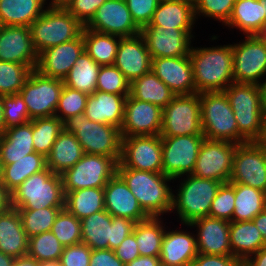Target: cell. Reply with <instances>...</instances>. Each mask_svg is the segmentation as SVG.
I'll return each instance as SVG.
<instances>
[{"instance_id": "1", "label": "cell", "mask_w": 266, "mask_h": 266, "mask_svg": "<svg viewBox=\"0 0 266 266\" xmlns=\"http://www.w3.org/2000/svg\"><path fill=\"white\" fill-rule=\"evenodd\" d=\"M189 56L196 93L223 92L234 83L232 44L212 48L192 46Z\"/></svg>"}, {"instance_id": "2", "label": "cell", "mask_w": 266, "mask_h": 266, "mask_svg": "<svg viewBox=\"0 0 266 266\" xmlns=\"http://www.w3.org/2000/svg\"><path fill=\"white\" fill-rule=\"evenodd\" d=\"M117 173L126 182L137 198L139 205L149 217H160L172 212L173 191L167 182L173 180L163 173L117 168Z\"/></svg>"}, {"instance_id": "3", "label": "cell", "mask_w": 266, "mask_h": 266, "mask_svg": "<svg viewBox=\"0 0 266 266\" xmlns=\"http://www.w3.org/2000/svg\"><path fill=\"white\" fill-rule=\"evenodd\" d=\"M223 92L234 112L238 132L248 142L258 141L266 118L259 85L232 83Z\"/></svg>"}, {"instance_id": "4", "label": "cell", "mask_w": 266, "mask_h": 266, "mask_svg": "<svg viewBox=\"0 0 266 266\" xmlns=\"http://www.w3.org/2000/svg\"><path fill=\"white\" fill-rule=\"evenodd\" d=\"M83 25L70 14L61 4L49 3L30 26V36L37 53L76 39Z\"/></svg>"}, {"instance_id": "5", "label": "cell", "mask_w": 266, "mask_h": 266, "mask_svg": "<svg viewBox=\"0 0 266 266\" xmlns=\"http://www.w3.org/2000/svg\"><path fill=\"white\" fill-rule=\"evenodd\" d=\"M62 125L64 131L75 135L84 153L109 156L119 163L122 136L118 127L94 122L84 113L65 119Z\"/></svg>"}, {"instance_id": "6", "label": "cell", "mask_w": 266, "mask_h": 266, "mask_svg": "<svg viewBox=\"0 0 266 266\" xmlns=\"http://www.w3.org/2000/svg\"><path fill=\"white\" fill-rule=\"evenodd\" d=\"M11 194L12 208L15 209L65 206L62 176L53 173L48 167L27 178Z\"/></svg>"}, {"instance_id": "7", "label": "cell", "mask_w": 266, "mask_h": 266, "mask_svg": "<svg viewBox=\"0 0 266 266\" xmlns=\"http://www.w3.org/2000/svg\"><path fill=\"white\" fill-rule=\"evenodd\" d=\"M203 136L236 144L248 142L239 132L234 112L224 92L200 93Z\"/></svg>"}, {"instance_id": "8", "label": "cell", "mask_w": 266, "mask_h": 266, "mask_svg": "<svg viewBox=\"0 0 266 266\" xmlns=\"http://www.w3.org/2000/svg\"><path fill=\"white\" fill-rule=\"evenodd\" d=\"M187 178L180 182L178 192L173 194L172 212L177 209V214L184 224L209 216L213 199L215 198L222 182L186 175Z\"/></svg>"}, {"instance_id": "9", "label": "cell", "mask_w": 266, "mask_h": 266, "mask_svg": "<svg viewBox=\"0 0 266 266\" xmlns=\"http://www.w3.org/2000/svg\"><path fill=\"white\" fill-rule=\"evenodd\" d=\"M203 136L200 94L175 95L162 109L161 137Z\"/></svg>"}, {"instance_id": "10", "label": "cell", "mask_w": 266, "mask_h": 266, "mask_svg": "<svg viewBox=\"0 0 266 266\" xmlns=\"http://www.w3.org/2000/svg\"><path fill=\"white\" fill-rule=\"evenodd\" d=\"M118 162L109 156L84 154L61 176L64 193L85 188H104L117 173Z\"/></svg>"}, {"instance_id": "11", "label": "cell", "mask_w": 266, "mask_h": 266, "mask_svg": "<svg viewBox=\"0 0 266 266\" xmlns=\"http://www.w3.org/2000/svg\"><path fill=\"white\" fill-rule=\"evenodd\" d=\"M63 87L62 79L44 76L36 69L30 72L19 91L27 106L30 121L55 115Z\"/></svg>"}, {"instance_id": "12", "label": "cell", "mask_w": 266, "mask_h": 266, "mask_svg": "<svg viewBox=\"0 0 266 266\" xmlns=\"http://www.w3.org/2000/svg\"><path fill=\"white\" fill-rule=\"evenodd\" d=\"M117 168L163 173L161 136L122 137Z\"/></svg>"}, {"instance_id": "13", "label": "cell", "mask_w": 266, "mask_h": 266, "mask_svg": "<svg viewBox=\"0 0 266 266\" xmlns=\"http://www.w3.org/2000/svg\"><path fill=\"white\" fill-rule=\"evenodd\" d=\"M238 144L225 140L204 139L195 162L193 176L228 183Z\"/></svg>"}, {"instance_id": "14", "label": "cell", "mask_w": 266, "mask_h": 266, "mask_svg": "<svg viewBox=\"0 0 266 266\" xmlns=\"http://www.w3.org/2000/svg\"><path fill=\"white\" fill-rule=\"evenodd\" d=\"M204 136L161 137L163 174L175 179L191 175Z\"/></svg>"}, {"instance_id": "15", "label": "cell", "mask_w": 266, "mask_h": 266, "mask_svg": "<svg viewBox=\"0 0 266 266\" xmlns=\"http://www.w3.org/2000/svg\"><path fill=\"white\" fill-rule=\"evenodd\" d=\"M229 182L266 192V150L257 141L236 146Z\"/></svg>"}, {"instance_id": "16", "label": "cell", "mask_w": 266, "mask_h": 266, "mask_svg": "<svg viewBox=\"0 0 266 266\" xmlns=\"http://www.w3.org/2000/svg\"><path fill=\"white\" fill-rule=\"evenodd\" d=\"M234 83H261L266 75V43L255 35L246 36V40L232 45Z\"/></svg>"}, {"instance_id": "17", "label": "cell", "mask_w": 266, "mask_h": 266, "mask_svg": "<svg viewBox=\"0 0 266 266\" xmlns=\"http://www.w3.org/2000/svg\"><path fill=\"white\" fill-rule=\"evenodd\" d=\"M192 28L164 29L147 25L140 30L151 58L183 57L190 54Z\"/></svg>"}, {"instance_id": "18", "label": "cell", "mask_w": 266, "mask_h": 266, "mask_svg": "<svg viewBox=\"0 0 266 266\" xmlns=\"http://www.w3.org/2000/svg\"><path fill=\"white\" fill-rule=\"evenodd\" d=\"M84 28L123 37L140 34L125 0H107L95 12Z\"/></svg>"}, {"instance_id": "19", "label": "cell", "mask_w": 266, "mask_h": 266, "mask_svg": "<svg viewBox=\"0 0 266 266\" xmlns=\"http://www.w3.org/2000/svg\"><path fill=\"white\" fill-rule=\"evenodd\" d=\"M161 126L162 109L159 106L127 96L120 128L122 137L160 135Z\"/></svg>"}, {"instance_id": "20", "label": "cell", "mask_w": 266, "mask_h": 266, "mask_svg": "<svg viewBox=\"0 0 266 266\" xmlns=\"http://www.w3.org/2000/svg\"><path fill=\"white\" fill-rule=\"evenodd\" d=\"M0 61L26 64L31 70L36 68L38 53L29 27L0 26Z\"/></svg>"}, {"instance_id": "21", "label": "cell", "mask_w": 266, "mask_h": 266, "mask_svg": "<svg viewBox=\"0 0 266 266\" xmlns=\"http://www.w3.org/2000/svg\"><path fill=\"white\" fill-rule=\"evenodd\" d=\"M151 70L175 95L195 94L190 56L152 58Z\"/></svg>"}, {"instance_id": "22", "label": "cell", "mask_w": 266, "mask_h": 266, "mask_svg": "<svg viewBox=\"0 0 266 266\" xmlns=\"http://www.w3.org/2000/svg\"><path fill=\"white\" fill-rule=\"evenodd\" d=\"M83 51L84 41L81 33L72 41L47 48L39 53L35 69L44 76L64 80Z\"/></svg>"}, {"instance_id": "23", "label": "cell", "mask_w": 266, "mask_h": 266, "mask_svg": "<svg viewBox=\"0 0 266 266\" xmlns=\"http://www.w3.org/2000/svg\"><path fill=\"white\" fill-rule=\"evenodd\" d=\"M114 65L130 83L151 71L152 58L141 34L120 38Z\"/></svg>"}, {"instance_id": "24", "label": "cell", "mask_w": 266, "mask_h": 266, "mask_svg": "<svg viewBox=\"0 0 266 266\" xmlns=\"http://www.w3.org/2000/svg\"><path fill=\"white\" fill-rule=\"evenodd\" d=\"M185 225L198 229L196 236L198 254L232 255L229 221L206 216Z\"/></svg>"}, {"instance_id": "25", "label": "cell", "mask_w": 266, "mask_h": 266, "mask_svg": "<svg viewBox=\"0 0 266 266\" xmlns=\"http://www.w3.org/2000/svg\"><path fill=\"white\" fill-rule=\"evenodd\" d=\"M104 202L105 210L113 217L128 218L136 223L149 218L118 173L104 187Z\"/></svg>"}, {"instance_id": "26", "label": "cell", "mask_w": 266, "mask_h": 266, "mask_svg": "<svg viewBox=\"0 0 266 266\" xmlns=\"http://www.w3.org/2000/svg\"><path fill=\"white\" fill-rule=\"evenodd\" d=\"M127 96L96 90L88 95L84 114L94 122L110 124L120 129Z\"/></svg>"}, {"instance_id": "27", "label": "cell", "mask_w": 266, "mask_h": 266, "mask_svg": "<svg viewBox=\"0 0 266 266\" xmlns=\"http://www.w3.org/2000/svg\"><path fill=\"white\" fill-rule=\"evenodd\" d=\"M196 235L186 231H165L160 261L165 266H191L197 257Z\"/></svg>"}, {"instance_id": "28", "label": "cell", "mask_w": 266, "mask_h": 266, "mask_svg": "<svg viewBox=\"0 0 266 266\" xmlns=\"http://www.w3.org/2000/svg\"><path fill=\"white\" fill-rule=\"evenodd\" d=\"M28 242L18 209L10 208L0 213V252L15 259L25 257L28 254Z\"/></svg>"}, {"instance_id": "29", "label": "cell", "mask_w": 266, "mask_h": 266, "mask_svg": "<svg viewBox=\"0 0 266 266\" xmlns=\"http://www.w3.org/2000/svg\"><path fill=\"white\" fill-rule=\"evenodd\" d=\"M35 152L33 147L32 122L5 129L0 136L1 166L17 162L24 156Z\"/></svg>"}, {"instance_id": "30", "label": "cell", "mask_w": 266, "mask_h": 266, "mask_svg": "<svg viewBox=\"0 0 266 266\" xmlns=\"http://www.w3.org/2000/svg\"><path fill=\"white\" fill-rule=\"evenodd\" d=\"M194 4L186 1L160 0L152 17L150 26H159L164 29L194 27Z\"/></svg>"}, {"instance_id": "31", "label": "cell", "mask_w": 266, "mask_h": 266, "mask_svg": "<svg viewBox=\"0 0 266 266\" xmlns=\"http://www.w3.org/2000/svg\"><path fill=\"white\" fill-rule=\"evenodd\" d=\"M229 237L232 256L242 263L266 246L259 229L252 220L231 221Z\"/></svg>"}, {"instance_id": "32", "label": "cell", "mask_w": 266, "mask_h": 266, "mask_svg": "<svg viewBox=\"0 0 266 266\" xmlns=\"http://www.w3.org/2000/svg\"><path fill=\"white\" fill-rule=\"evenodd\" d=\"M84 154L75 135L62 130L50 153L46 156V165L53 173L62 175L67 169L73 167Z\"/></svg>"}, {"instance_id": "33", "label": "cell", "mask_w": 266, "mask_h": 266, "mask_svg": "<svg viewBox=\"0 0 266 266\" xmlns=\"http://www.w3.org/2000/svg\"><path fill=\"white\" fill-rule=\"evenodd\" d=\"M46 0H0V26L29 27L45 9Z\"/></svg>"}, {"instance_id": "34", "label": "cell", "mask_w": 266, "mask_h": 266, "mask_svg": "<svg viewBox=\"0 0 266 266\" xmlns=\"http://www.w3.org/2000/svg\"><path fill=\"white\" fill-rule=\"evenodd\" d=\"M265 21V9L259 0H236L225 25L238 28L246 36H251L256 35Z\"/></svg>"}, {"instance_id": "35", "label": "cell", "mask_w": 266, "mask_h": 266, "mask_svg": "<svg viewBox=\"0 0 266 266\" xmlns=\"http://www.w3.org/2000/svg\"><path fill=\"white\" fill-rule=\"evenodd\" d=\"M130 96L163 109L172 101L175 94L151 70L130 83Z\"/></svg>"}, {"instance_id": "36", "label": "cell", "mask_w": 266, "mask_h": 266, "mask_svg": "<svg viewBox=\"0 0 266 266\" xmlns=\"http://www.w3.org/2000/svg\"><path fill=\"white\" fill-rule=\"evenodd\" d=\"M46 168V157L33 152L15 163L2 166L0 182L12 193L27 178Z\"/></svg>"}, {"instance_id": "37", "label": "cell", "mask_w": 266, "mask_h": 266, "mask_svg": "<svg viewBox=\"0 0 266 266\" xmlns=\"http://www.w3.org/2000/svg\"><path fill=\"white\" fill-rule=\"evenodd\" d=\"M112 216L102 210L81 220V243L87 244L92 250L109 249L111 241Z\"/></svg>"}, {"instance_id": "38", "label": "cell", "mask_w": 266, "mask_h": 266, "mask_svg": "<svg viewBox=\"0 0 266 266\" xmlns=\"http://www.w3.org/2000/svg\"><path fill=\"white\" fill-rule=\"evenodd\" d=\"M84 50L99 65H114L119 36L95 32L93 30L82 29Z\"/></svg>"}, {"instance_id": "39", "label": "cell", "mask_w": 266, "mask_h": 266, "mask_svg": "<svg viewBox=\"0 0 266 266\" xmlns=\"http://www.w3.org/2000/svg\"><path fill=\"white\" fill-rule=\"evenodd\" d=\"M100 67L101 65L97 64L84 50L64 78V85L92 95L96 91Z\"/></svg>"}, {"instance_id": "40", "label": "cell", "mask_w": 266, "mask_h": 266, "mask_svg": "<svg viewBox=\"0 0 266 266\" xmlns=\"http://www.w3.org/2000/svg\"><path fill=\"white\" fill-rule=\"evenodd\" d=\"M64 208L79 220L105 210L104 188H85L67 192Z\"/></svg>"}, {"instance_id": "41", "label": "cell", "mask_w": 266, "mask_h": 266, "mask_svg": "<svg viewBox=\"0 0 266 266\" xmlns=\"http://www.w3.org/2000/svg\"><path fill=\"white\" fill-rule=\"evenodd\" d=\"M160 220L159 217H149L135 224L133 233L141 256H160L162 240L166 231Z\"/></svg>"}, {"instance_id": "42", "label": "cell", "mask_w": 266, "mask_h": 266, "mask_svg": "<svg viewBox=\"0 0 266 266\" xmlns=\"http://www.w3.org/2000/svg\"><path fill=\"white\" fill-rule=\"evenodd\" d=\"M266 192L243 184H235L233 221L253 220L263 212Z\"/></svg>"}, {"instance_id": "43", "label": "cell", "mask_w": 266, "mask_h": 266, "mask_svg": "<svg viewBox=\"0 0 266 266\" xmlns=\"http://www.w3.org/2000/svg\"><path fill=\"white\" fill-rule=\"evenodd\" d=\"M31 122L34 150L46 157L50 153L59 133L63 130L62 121L54 115L36 118L31 120Z\"/></svg>"}, {"instance_id": "44", "label": "cell", "mask_w": 266, "mask_h": 266, "mask_svg": "<svg viewBox=\"0 0 266 266\" xmlns=\"http://www.w3.org/2000/svg\"><path fill=\"white\" fill-rule=\"evenodd\" d=\"M64 207H48L41 209H18L22 226L27 237L51 231L59 212Z\"/></svg>"}, {"instance_id": "45", "label": "cell", "mask_w": 266, "mask_h": 266, "mask_svg": "<svg viewBox=\"0 0 266 266\" xmlns=\"http://www.w3.org/2000/svg\"><path fill=\"white\" fill-rule=\"evenodd\" d=\"M63 249L60 241L48 231L29 238L27 256L40 263L59 261Z\"/></svg>"}, {"instance_id": "46", "label": "cell", "mask_w": 266, "mask_h": 266, "mask_svg": "<svg viewBox=\"0 0 266 266\" xmlns=\"http://www.w3.org/2000/svg\"><path fill=\"white\" fill-rule=\"evenodd\" d=\"M31 71L26 64L0 61V95L18 94Z\"/></svg>"}, {"instance_id": "47", "label": "cell", "mask_w": 266, "mask_h": 266, "mask_svg": "<svg viewBox=\"0 0 266 266\" xmlns=\"http://www.w3.org/2000/svg\"><path fill=\"white\" fill-rule=\"evenodd\" d=\"M51 232L66 247L81 243V220L65 208L57 215Z\"/></svg>"}, {"instance_id": "48", "label": "cell", "mask_w": 266, "mask_h": 266, "mask_svg": "<svg viewBox=\"0 0 266 266\" xmlns=\"http://www.w3.org/2000/svg\"><path fill=\"white\" fill-rule=\"evenodd\" d=\"M96 90L117 95H130V82L115 65H101Z\"/></svg>"}, {"instance_id": "49", "label": "cell", "mask_w": 266, "mask_h": 266, "mask_svg": "<svg viewBox=\"0 0 266 266\" xmlns=\"http://www.w3.org/2000/svg\"><path fill=\"white\" fill-rule=\"evenodd\" d=\"M87 97V94L64 85L55 110V116L63 122L69 117L84 113Z\"/></svg>"}, {"instance_id": "50", "label": "cell", "mask_w": 266, "mask_h": 266, "mask_svg": "<svg viewBox=\"0 0 266 266\" xmlns=\"http://www.w3.org/2000/svg\"><path fill=\"white\" fill-rule=\"evenodd\" d=\"M235 184L223 183L212 201L209 216L226 221H233L235 209Z\"/></svg>"}, {"instance_id": "51", "label": "cell", "mask_w": 266, "mask_h": 266, "mask_svg": "<svg viewBox=\"0 0 266 266\" xmlns=\"http://www.w3.org/2000/svg\"><path fill=\"white\" fill-rule=\"evenodd\" d=\"M2 103L6 129L30 121L27 106L19 93L2 96Z\"/></svg>"}, {"instance_id": "52", "label": "cell", "mask_w": 266, "mask_h": 266, "mask_svg": "<svg viewBox=\"0 0 266 266\" xmlns=\"http://www.w3.org/2000/svg\"><path fill=\"white\" fill-rule=\"evenodd\" d=\"M236 0H196L194 3L195 15L211 17L222 21L224 25L228 22Z\"/></svg>"}, {"instance_id": "53", "label": "cell", "mask_w": 266, "mask_h": 266, "mask_svg": "<svg viewBox=\"0 0 266 266\" xmlns=\"http://www.w3.org/2000/svg\"><path fill=\"white\" fill-rule=\"evenodd\" d=\"M105 1L107 0H63L60 4L85 26Z\"/></svg>"}, {"instance_id": "54", "label": "cell", "mask_w": 266, "mask_h": 266, "mask_svg": "<svg viewBox=\"0 0 266 266\" xmlns=\"http://www.w3.org/2000/svg\"><path fill=\"white\" fill-rule=\"evenodd\" d=\"M135 24L140 28L149 25L160 0H125Z\"/></svg>"}, {"instance_id": "55", "label": "cell", "mask_w": 266, "mask_h": 266, "mask_svg": "<svg viewBox=\"0 0 266 266\" xmlns=\"http://www.w3.org/2000/svg\"><path fill=\"white\" fill-rule=\"evenodd\" d=\"M92 249L84 243L66 246L60 256L61 266H89Z\"/></svg>"}, {"instance_id": "56", "label": "cell", "mask_w": 266, "mask_h": 266, "mask_svg": "<svg viewBox=\"0 0 266 266\" xmlns=\"http://www.w3.org/2000/svg\"><path fill=\"white\" fill-rule=\"evenodd\" d=\"M136 222L128 218L113 217L111 223V241L109 249L115 250L120 243L133 232Z\"/></svg>"}, {"instance_id": "57", "label": "cell", "mask_w": 266, "mask_h": 266, "mask_svg": "<svg viewBox=\"0 0 266 266\" xmlns=\"http://www.w3.org/2000/svg\"><path fill=\"white\" fill-rule=\"evenodd\" d=\"M191 266H242V262L232 255L197 254Z\"/></svg>"}, {"instance_id": "58", "label": "cell", "mask_w": 266, "mask_h": 266, "mask_svg": "<svg viewBox=\"0 0 266 266\" xmlns=\"http://www.w3.org/2000/svg\"><path fill=\"white\" fill-rule=\"evenodd\" d=\"M114 251L117 258L125 265L139 257L140 253L134 233L128 235Z\"/></svg>"}, {"instance_id": "59", "label": "cell", "mask_w": 266, "mask_h": 266, "mask_svg": "<svg viewBox=\"0 0 266 266\" xmlns=\"http://www.w3.org/2000/svg\"><path fill=\"white\" fill-rule=\"evenodd\" d=\"M89 266H125L121 262L114 250L94 249L91 251Z\"/></svg>"}, {"instance_id": "60", "label": "cell", "mask_w": 266, "mask_h": 266, "mask_svg": "<svg viewBox=\"0 0 266 266\" xmlns=\"http://www.w3.org/2000/svg\"><path fill=\"white\" fill-rule=\"evenodd\" d=\"M242 266H266V246L249 256L242 263Z\"/></svg>"}, {"instance_id": "61", "label": "cell", "mask_w": 266, "mask_h": 266, "mask_svg": "<svg viewBox=\"0 0 266 266\" xmlns=\"http://www.w3.org/2000/svg\"><path fill=\"white\" fill-rule=\"evenodd\" d=\"M12 208V194L7 187L0 182V213Z\"/></svg>"}, {"instance_id": "62", "label": "cell", "mask_w": 266, "mask_h": 266, "mask_svg": "<svg viewBox=\"0 0 266 266\" xmlns=\"http://www.w3.org/2000/svg\"><path fill=\"white\" fill-rule=\"evenodd\" d=\"M161 264L159 257L139 256L125 266H159Z\"/></svg>"}, {"instance_id": "63", "label": "cell", "mask_w": 266, "mask_h": 266, "mask_svg": "<svg viewBox=\"0 0 266 266\" xmlns=\"http://www.w3.org/2000/svg\"><path fill=\"white\" fill-rule=\"evenodd\" d=\"M252 221L259 229L266 244V213L264 211L259 213Z\"/></svg>"}, {"instance_id": "64", "label": "cell", "mask_w": 266, "mask_h": 266, "mask_svg": "<svg viewBox=\"0 0 266 266\" xmlns=\"http://www.w3.org/2000/svg\"><path fill=\"white\" fill-rule=\"evenodd\" d=\"M12 266H41L40 262L28 256L16 258Z\"/></svg>"}, {"instance_id": "65", "label": "cell", "mask_w": 266, "mask_h": 266, "mask_svg": "<svg viewBox=\"0 0 266 266\" xmlns=\"http://www.w3.org/2000/svg\"><path fill=\"white\" fill-rule=\"evenodd\" d=\"M4 108L2 103V95H0V136L5 132Z\"/></svg>"}, {"instance_id": "66", "label": "cell", "mask_w": 266, "mask_h": 266, "mask_svg": "<svg viewBox=\"0 0 266 266\" xmlns=\"http://www.w3.org/2000/svg\"><path fill=\"white\" fill-rule=\"evenodd\" d=\"M15 258L0 252V266H12Z\"/></svg>"}, {"instance_id": "67", "label": "cell", "mask_w": 266, "mask_h": 266, "mask_svg": "<svg viewBox=\"0 0 266 266\" xmlns=\"http://www.w3.org/2000/svg\"><path fill=\"white\" fill-rule=\"evenodd\" d=\"M259 40L266 43V21L262 24L260 30L255 35Z\"/></svg>"}, {"instance_id": "68", "label": "cell", "mask_w": 266, "mask_h": 266, "mask_svg": "<svg viewBox=\"0 0 266 266\" xmlns=\"http://www.w3.org/2000/svg\"><path fill=\"white\" fill-rule=\"evenodd\" d=\"M264 81L262 80L263 83H259V89L261 93V99L263 101L264 106L266 107V79Z\"/></svg>"}, {"instance_id": "69", "label": "cell", "mask_w": 266, "mask_h": 266, "mask_svg": "<svg viewBox=\"0 0 266 266\" xmlns=\"http://www.w3.org/2000/svg\"><path fill=\"white\" fill-rule=\"evenodd\" d=\"M257 142L266 150V118L264 122L262 135Z\"/></svg>"}, {"instance_id": "70", "label": "cell", "mask_w": 266, "mask_h": 266, "mask_svg": "<svg viewBox=\"0 0 266 266\" xmlns=\"http://www.w3.org/2000/svg\"><path fill=\"white\" fill-rule=\"evenodd\" d=\"M41 266H61L59 261H53V262H42L40 263Z\"/></svg>"}, {"instance_id": "71", "label": "cell", "mask_w": 266, "mask_h": 266, "mask_svg": "<svg viewBox=\"0 0 266 266\" xmlns=\"http://www.w3.org/2000/svg\"><path fill=\"white\" fill-rule=\"evenodd\" d=\"M259 2L262 4L263 8L265 9V13H266V0H259Z\"/></svg>"}, {"instance_id": "72", "label": "cell", "mask_w": 266, "mask_h": 266, "mask_svg": "<svg viewBox=\"0 0 266 266\" xmlns=\"http://www.w3.org/2000/svg\"><path fill=\"white\" fill-rule=\"evenodd\" d=\"M63 0H51L52 3L60 4Z\"/></svg>"}, {"instance_id": "73", "label": "cell", "mask_w": 266, "mask_h": 266, "mask_svg": "<svg viewBox=\"0 0 266 266\" xmlns=\"http://www.w3.org/2000/svg\"><path fill=\"white\" fill-rule=\"evenodd\" d=\"M174 1H186V2H191L194 4L196 0H174Z\"/></svg>"}, {"instance_id": "74", "label": "cell", "mask_w": 266, "mask_h": 266, "mask_svg": "<svg viewBox=\"0 0 266 266\" xmlns=\"http://www.w3.org/2000/svg\"><path fill=\"white\" fill-rule=\"evenodd\" d=\"M263 211L266 213V196H265V200H264V208Z\"/></svg>"}, {"instance_id": "75", "label": "cell", "mask_w": 266, "mask_h": 266, "mask_svg": "<svg viewBox=\"0 0 266 266\" xmlns=\"http://www.w3.org/2000/svg\"><path fill=\"white\" fill-rule=\"evenodd\" d=\"M1 170H2V166H1V162H0V178H1Z\"/></svg>"}]
</instances>
